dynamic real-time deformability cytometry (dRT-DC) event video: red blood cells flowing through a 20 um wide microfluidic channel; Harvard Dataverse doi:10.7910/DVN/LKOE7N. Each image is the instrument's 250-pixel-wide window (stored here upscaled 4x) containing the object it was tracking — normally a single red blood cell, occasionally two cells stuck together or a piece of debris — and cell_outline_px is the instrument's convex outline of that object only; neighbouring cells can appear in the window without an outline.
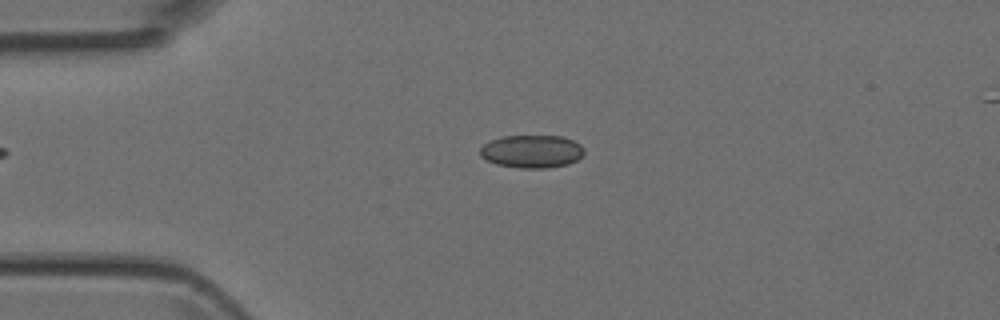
{"species": "Egyptian fruit bat (a non-hibernating species)", "species_latin": "Rousettus aegyptiacus", "temperature_condition": "room temperature", "stored_images_in_passage": 48, "camera_frame_rate_fps": 3000, "um_per_image_px": 0.085, "animal": {"sex": "female"}, "frame": {"image": 1, "passage_image": 11, "time_ms": 3.333, "image_size_px": [1000, 320], "cell_outline_px": [[584, 152], [576, 160], [568, 164], [548, 168], [520, 168], [496, 164], [480, 156], [480, 148], [484, 144], [500, 136], [564, 136], [580, 144], [584, 148]], "centroid_in_image_um": [45.2, 12.87], "position_along_channel_um": 39.8, "area_um2": 19.94}}
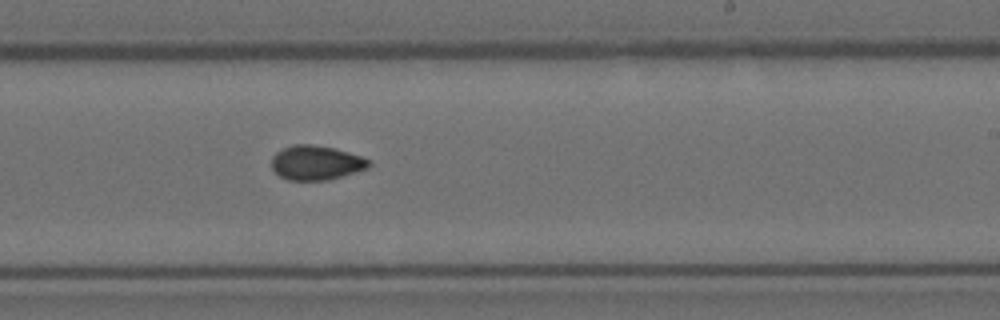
{"frame": {"image": 2, "passage_image": 29, "time_ms": 9.333, "image_size_px": [1000, 320], "cell_outline_px": [[372, 164], [368, 168], [328, 180], [288, 180], [280, 176], [272, 168], [272, 156], [276, 152], [292, 144], [312, 144], [332, 148], [348, 152], [360, 156], [368, 160]], "centroid_in_image_um": [26.85, 13.83], "position_along_channel_um": 262.2, "area_um2": 19.36}}
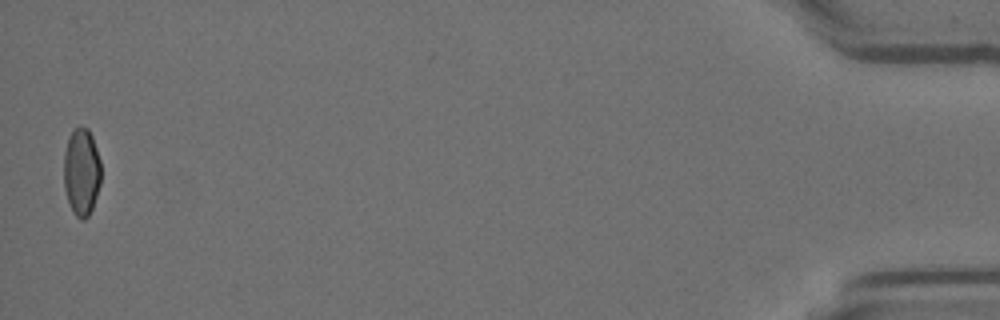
{"frame": {"image": 3, "passage_image": 48, "time_ms": 15.667, "image_size_px": [1000, 320], "cell_outline_px": [[100, 184], [92, 208], [88, 216], [84, 220], [80, 220], [72, 212], [64, 188], [64, 152], [68, 136], [80, 124], [88, 128], [92, 136], [100, 160]], "centroid_in_image_um": [6.92, 14.59], "position_along_channel_um": 428.3, "area_um2": 19.07}}